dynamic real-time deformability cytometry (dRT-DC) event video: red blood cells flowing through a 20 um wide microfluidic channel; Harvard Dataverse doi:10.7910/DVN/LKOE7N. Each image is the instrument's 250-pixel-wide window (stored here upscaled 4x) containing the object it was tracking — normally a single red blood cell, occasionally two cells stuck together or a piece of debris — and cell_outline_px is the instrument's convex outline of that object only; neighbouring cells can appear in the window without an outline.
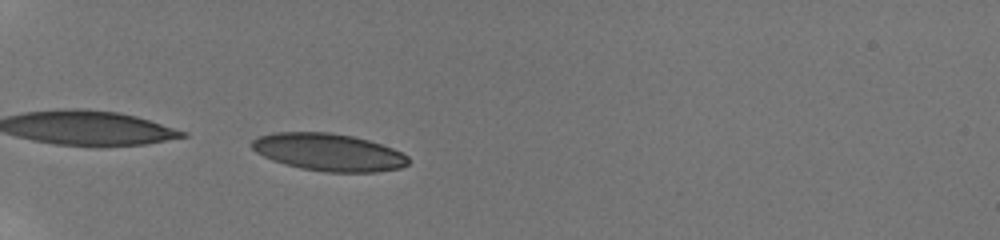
{"species": "human", "species_latin": "Homo sapiens", "temperature_condition": "room temperature", "stored_images_in_passage": 16, "camera_frame_rate_fps": 3000, "um_per_image_px": 0.085, "donor": {"sex": "male"}, "frame": {"image": 1, "passage_image": 1, "time_ms": 0.0, "image_size_px": [1000, 240], "cell_outline_px": [[408, 164], [400, 168], [376, 172], [324, 172], [300, 168], [272, 160], [256, 152], [252, 148], [252, 140], [256, 136], [272, 132], [328, 132], [352, 136], [368, 140], [392, 148], [408, 156]], "centroid_in_image_um": [27.9, 12.93], "position_along_channel_um": 57.1, "area_um2": 34.1}}
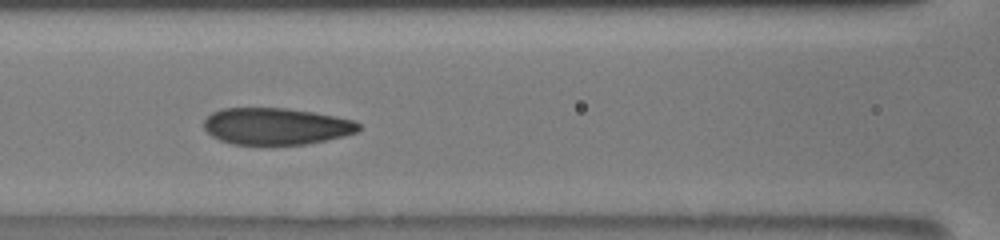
{"frame": {"image": 2, "passage_image": 12, "time_ms": 3.0, "image_size_px": [1000, 240], "cell_outline_px": [[360, 128], [356, 132], [344, 136], [308, 144], [232, 144], [220, 140], [212, 136], [204, 128], [204, 120], [212, 112], [220, 108], [288, 108], [336, 116], [356, 120], [360, 124]], "centroid_in_image_um": [23.48, 10.72], "position_along_channel_um": 143.1, "area_um2": 33.23}}
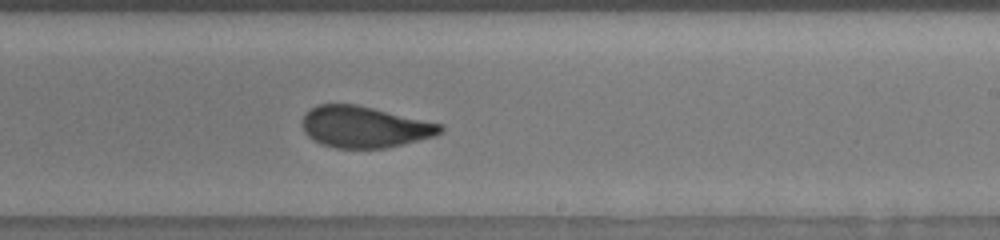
{"frame": {"image": 3, "passage_image": 16, "time_ms": 6.0, "image_size_px": [1000, 240], "cell_outline_px": [[444, 132], [436, 136], [384, 148], [336, 148], [320, 144], [312, 140], [304, 132], [304, 116], [316, 104], [356, 104], [444, 124]], "centroid_in_image_um": [31.02, 10.79], "position_along_channel_um": 258.0, "area_um2": 33.29}}